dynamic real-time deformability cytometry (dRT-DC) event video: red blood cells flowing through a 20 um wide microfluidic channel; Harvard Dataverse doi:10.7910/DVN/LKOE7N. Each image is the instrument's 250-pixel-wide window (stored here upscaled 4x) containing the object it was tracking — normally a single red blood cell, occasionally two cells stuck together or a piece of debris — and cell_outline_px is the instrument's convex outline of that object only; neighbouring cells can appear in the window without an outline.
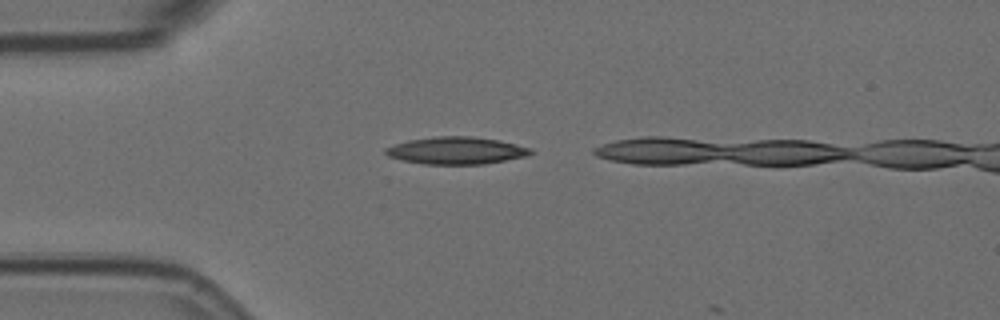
{"species": "Egyptian fruit bat (a non-hibernating species)", "species_latin": "Rousettus aegyptiacus", "temperature_condition": "room temperature", "stored_images_in_passage": 4, "camera_frame_rate_fps": 3000, "um_per_image_px": 0.085, "animal": {"sex": "female"}, "frame": {"image": 1, "passage_image": 1, "time_ms": 0.0, "image_size_px": [1000, 320], "cell_outline_px": [[536, 152], [528, 156], [484, 164], [424, 164], [400, 160], [388, 156], [384, 152], [384, 148], [408, 140], [436, 136], [472, 136], [500, 140], [532, 148]], "centroid_in_image_um": [38.82, 12.79], "position_along_channel_um": 46.2, "area_um2": 23.29}}
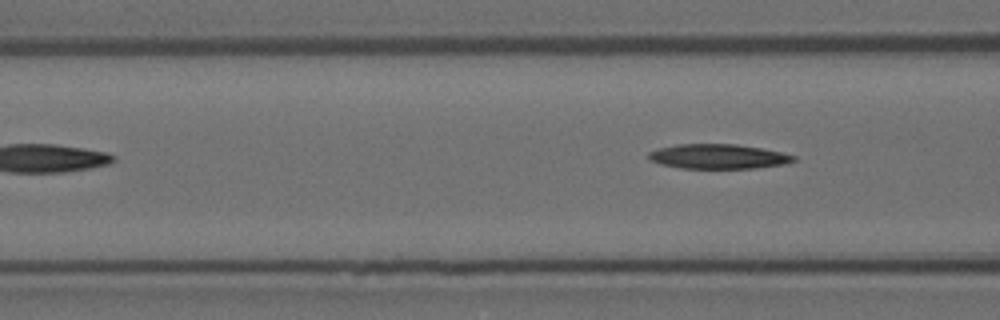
{"frame": {"image": 2, "passage_image": 4, "time_ms": 1.0, "image_size_px": [1000, 320], "cell_outline_px": [[796, 160], [784, 164], [756, 168], [680, 168], [660, 164], [648, 160], [648, 152], [656, 148], [676, 144], [736, 144], [760, 148], [780, 152], [796, 156]], "centroid_in_image_um": [60.99, 13.3], "position_along_channel_um": 105.6, "area_um2": 20.92}}